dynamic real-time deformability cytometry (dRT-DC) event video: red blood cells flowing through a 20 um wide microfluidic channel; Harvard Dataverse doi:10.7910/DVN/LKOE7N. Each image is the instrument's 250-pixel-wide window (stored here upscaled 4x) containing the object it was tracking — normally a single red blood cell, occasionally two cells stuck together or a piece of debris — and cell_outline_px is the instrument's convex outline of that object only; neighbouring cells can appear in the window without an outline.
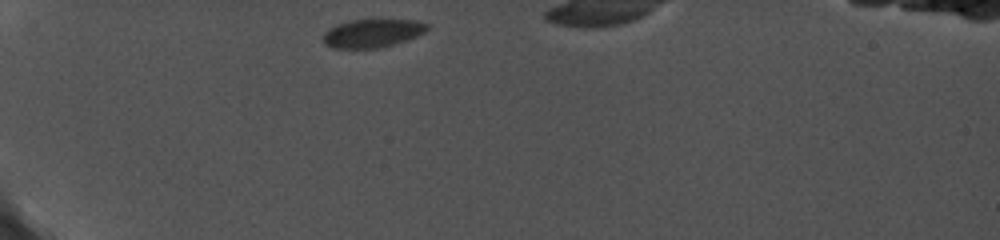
{"species": "common noctule bat (a hibernating species)", "species_latin": "Nyctalus noctula", "temperature_condition": "cold", "stored_images_in_passage": 3, "camera_frame_rate_fps": 5000, "um_per_image_px": 0.085, "animal": {"sex": "female", "body_mass_g": 19.0, "forearm_length_mm": 56.7}, "frame": {"image": 1, "passage_image": 1, "time_ms": 0.0, "image_size_px": [1000, 240], "cell_outline_px": [[428, 28], [424, 32], [416, 36], [380, 48], [332, 48], [324, 44], [324, 32], [340, 24], [352, 20], [412, 20], [428, 24]], "centroid_in_image_um": [31.64, 2.83], "position_along_channel_um": 53.4, "area_um2": 16.7}}